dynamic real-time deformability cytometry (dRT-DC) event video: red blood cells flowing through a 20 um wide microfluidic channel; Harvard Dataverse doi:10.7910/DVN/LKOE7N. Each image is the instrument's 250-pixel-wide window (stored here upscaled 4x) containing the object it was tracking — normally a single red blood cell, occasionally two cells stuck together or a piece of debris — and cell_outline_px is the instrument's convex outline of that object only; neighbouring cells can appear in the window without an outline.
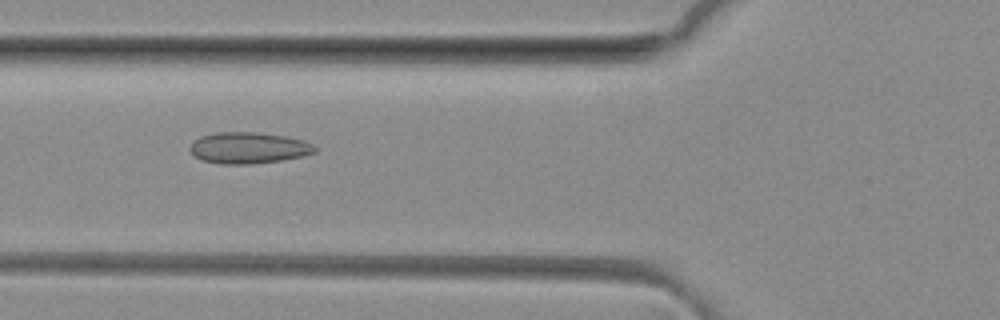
{"species": "common noctule bat (a hibernating species)", "species_latin": "Nyctalus noctula", "temperature_condition": "room temperature", "stored_images_in_passage": 37, "camera_frame_rate_fps": 3000, "um_per_image_px": 0.085, "animal": {"sex": "female", "body_mass_g": 29.2, "forearm_length_mm": 56.3}, "frame": {"image": 1, "passage_image": 6, "time_ms": 1.667, "image_size_px": [1000, 320], "cell_outline_px": [[316, 152], [304, 156], [280, 160], [252, 164], [220, 164], [204, 160], [196, 156], [188, 148], [200, 136], [216, 132], [252, 132], [284, 136], [304, 140], [312, 144], [316, 148]], "centroid_in_image_um": [21.14, 12.57], "position_along_channel_um": 104.7, "area_um2": 22.6}}
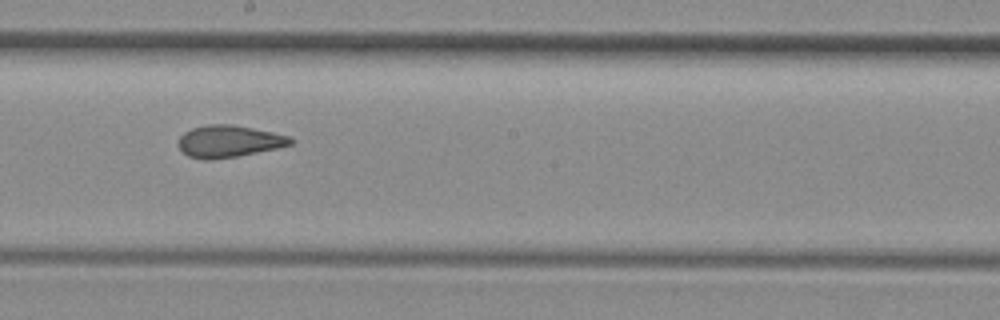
{"frame": {"image": 2, "passage_image": 15, "time_ms": 4.667, "image_size_px": [1000, 320], "cell_outline_px": [[296, 140], [292, 144], [276, 148], [236, 156], [208, 160], [188, 156], [180, 148], [180, 136], [184, 132], [192, 128], [208, 124], [232, 124], [272, 132], [288, 136]], "centroid_in_image_um": [19.47, 12.0], "position_along_channel_um": 228.7, "area_um2": 20.58}}
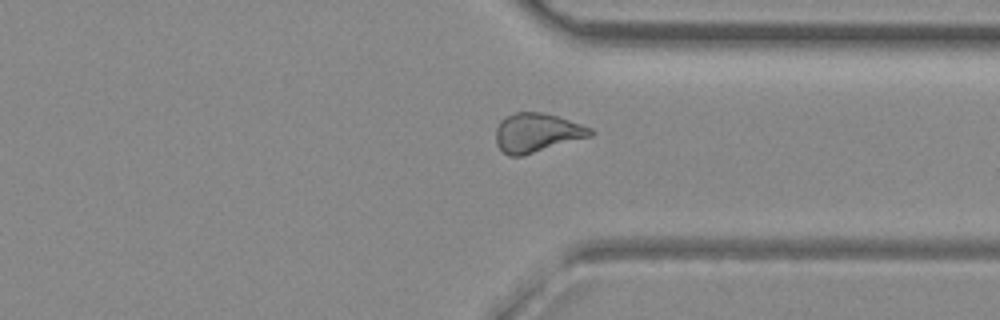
{"frame": {"image": 3, "passage_image": 25, "time_ms": 8.0, "image_size_px": [1000, 320], "cell_outline_px": [[596, 132], [592, 136], [524, 156], [508, 156], [496, 144], [496, 128], [500, 120], [504, 116], [516, 112], [544, 112], [592, 128]], "centroid_in_image_um": [45.63, 11.29], "position_along_channel_um": 365.8, "area_um2": 21.73}, "authors_computed_cell_mechanics": {"area_um2": 21.1548, "velocity_mm_per_s": 4.1277, "shape_relaxation_time_tau1_ms": null, "shape_relaxation_time_tau2_ms": 1.1964, "deformation_change_tau1": null, "deformation_change_tau2": 0.0848}}